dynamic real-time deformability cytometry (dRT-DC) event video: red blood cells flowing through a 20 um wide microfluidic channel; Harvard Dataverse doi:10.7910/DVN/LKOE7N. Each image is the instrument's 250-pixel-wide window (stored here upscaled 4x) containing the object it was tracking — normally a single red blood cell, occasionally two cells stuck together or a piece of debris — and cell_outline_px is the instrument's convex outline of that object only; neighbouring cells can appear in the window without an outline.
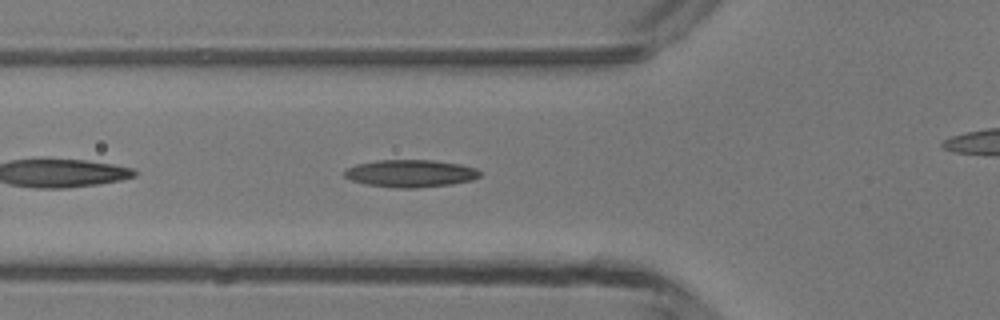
{"species": "common noctule bat (a hibernating species)", "species_latin": "Nyctalus noctula", "temperature_condition": "room temperature", "stored_images_in_passage": 31, "camera_frame_rate_fps": 3000, "um_per_image_px": 0.085, "animal": {"sex": "male", "body_mass_g": 13.3}, "frame": {"image": 1, "passage_image": 4, "time_ms": 1.0, "image_size_px": [1000, 320], "cell_outline_px": [[480, 176], [472, 180], [452, 184], [416, 188], [396, 188], [364, 184], [352, 180], [344, 176], [344, 172], [348, 168], [356, 164], [376, 160], [432, 160], [460, 164], [476, 168], [480, 172]], "centroid_in_image_um": [34.89, 14.74], "position_along_channel_um": 90.9, "area_um2": 21.68}}
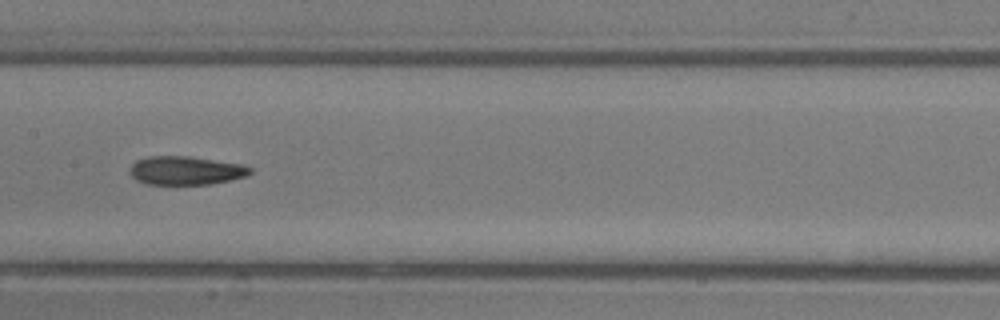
{"frame": {"image": 2, "passage_image": 11, "time_ms": 3.333, "image_size_px": [1000, 320], "cell_outline_px": [[252, 172], [248, 176], [212, 184], [148, 184], [136, 180], [132, 176], [128, 168], [136, 160], [148, 156], [188, 156], [240, 164], [252, 168]], "centroid_in_image_um": [15.78, 14.49], "position_along_channel_um": 191.6, "area_um2": 20.06}}
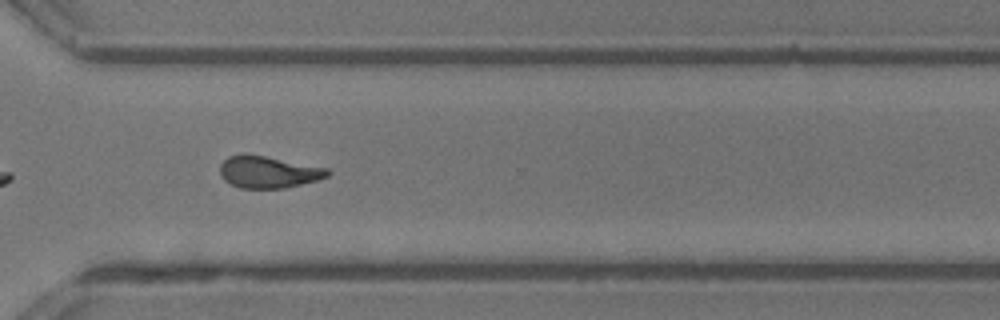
{"frame": {"image": 3, "passage_image": 22, "time_ms": 7.0, "image_size_px": [1000, 320], "cell_outline_px": [[332, 172], [328, 176], [316, 180], [284, 188], [240, 188], [224, 180], [220, 172], [220, 164], [228, 156], [244, 152], [328, 168]], "centroid_in_image_um": [22.78, 14.6], "position_along_channel_um": 347.8, "area_um2": 20.06}, "authors_computed_cell_mechanics": {"area_um2": 20.0566, "velocity_mm_per_s": 4.2742, "shape_relaxation_time_tau1_ms": null, "shape_relaxation_time_tau2_ms": 4.0446, "deformation_change_tau1": null, "deformation_change_tau2": 0.1397}}